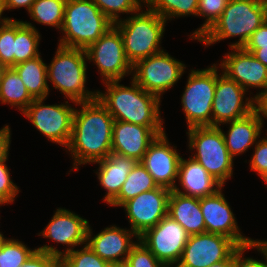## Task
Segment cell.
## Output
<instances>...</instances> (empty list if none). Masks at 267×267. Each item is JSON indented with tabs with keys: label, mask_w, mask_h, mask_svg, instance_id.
<instances>
[{
	"label": "cell",
	"mask_w": 267,
	"mask_h": 267,
	"mask_svg": "<svg viewBox=\"0 0 267 267\" xmlns=\"http://www.w3.org/2000/svg\"><path fill=\"white\" fill-rule=\"evenodd\" d=\"M13 68L19 74L28 93L33 99L47 98L50 88L47 77V64L39 55L34 59L19 63Z\"/></svg>",
	"instance_id": "26"
},
{
	"label": "cell",
	"mask_w": 267,
	"mask_h": 267,
	"mask_svg": "<svg viewBox=\"0 0 267 267\" xmlns=\"http://www.w3.org/2000/svg\"><path fill=\"white\" fill-rule=\"evenodd\" d=\"M11 128L5 125L0 128V162L9 158L10 144H11Z\"/></svg>",
	"instance_id": "43"
},
{
	"label": "cell",
	"mask_w": 267,
	"mask_h": 267,
	"mask_svg": "<svg viewBox=\"0 0 267 267\" xmlns=\"http://www.w3.org/2000/svg\"><path fill=\"white\" fill-rule=\"evenodd\" d=\"M90 226L87 231V244L90 248L113 267H122L139 237L129 228H120L115 224L105 227L94 235Z\"/></svg>",
	"instance_id": "20"
},
{
	"label": "cell",
	"mask_w": 267,
	"mask_h": 267,
	"mask_svg": "<svg viewBox=\"0 0 267 267\" xmlns=\"http://www.w3.org/2000/svg\"><path fill=\"white\" fill-rule=\"evenodd\" d=\"M122 267H166L156 256L138 240L128 254Z\"/></svg>",
	"instance_id": "37"
},
{
	"label": "cell",
	"mask_w": 267,
	"mask_h": 267,
	"mask_svg": "<svg viewBox=\"0 0 267 267\" xmlns=\"http://www.w3.org/2000/svg\"><path fill=\"white\" fill-rule=\"evenodd\" d=\"M181 95L187 129L212 126V104L216 87V63L204 69H191Z\"/></svg>",
	"instance_id": "8"
},
{
	"label": "cell",
	"mask_w": 267,
	"mask_h": 267,
	"mask_svg": "<svg viewBox=\"0 0 267 267\" xmlns=\"http://www.w3.org/2000/svg\"><path fill=\"white\" fill-rule=\"evenodd\" d=\"M267 46V20L251 35L244 49H259Z\"/></svg>",
	"instance_id": "42"
},
{
	"label": "cell",
	"mask_w": 267,
	"mask_h": 267,
	"mask_svg": "<svg viewBox=\"0 0 267 267\" xmlns=\"http://www.w3.org/2000/svg\"><path fill=\"white\" fill-rule=\"evenodd\" d=\"M89 221L71 210L59 207L54 212L51 220L38 236L64 245L63 251L53 245L45 244L36 249L41 252L61 258L75 247L87 244V231ZM66 245V246H65Z\"/></svg>",
	"instance_id": "12"
},
{
	"label": "cell",
	"mask_w": 267,
	"mask_h": 267,
	"mask_svg": "<svg viewBox=\"0 0 267 267\" xmlns=\"http://www.w3.org/2000/svg\"><path fill=\"white\" fill-rule=\"evenodd\" d=\"M87 60L93 62L100 72L103 82L122 81L126 76H132L133 66L128 61L123 39L120 31L111 27L96 42L90 44L86 49Z\"/></svg>",
	"instance_id": "11"
},
{
	"label": "cell",
	"mask_w": 267,
	"mask_h": 267,
	"mask_svg": "<svg viewBox=\"0 0 267 267\" xmlns=\"http://www.w3.org/2000/svg\"><path fill=\"white\" fill-rule=\"evenodd\" d=\"M253 244L265 255L267 260V240L253 239Z\"/></svg>",
	"instance_id": "47"
},
{
	"label": "cell",
	"mask_w": 267,
	"mask_h": 267,
	"mask_svg": "<svg viewBox=\"0 0 267 267\" xmlns=\"http://www.w3.org/2000/svg\"><path fill=\"white\" fill-rule=\"evenodd\" d=\"M7 160L0 162V206L14 203L16 196L20 193L19 187L11 179V173L6 163Z\"/></svg>",
	"instance_id": "38"
},
{
	"label": "cell",
	"mask_w": 267,
	"mask_h": 267,
	"mask_svg": "<svg viewBox=\"0 0 267 267\" xmlns=\"http://www.w3.org/2000/svg\"><path fill=\"white\" fill-rule=\"evenodd\" d=\"M165 128H149L138 124L114 120L112 152L140 162L149 145L165 133Z\"/></svg>",
	"instance_id": "21"
},
{
	"label": "cell",
	"mask_w": 267,
	"mask_h": 267,
	"mask_svg": "<svg viewBox=\"0 0 267 267\" xmlns=\"http://www.w3.org/2000/svg\"><path fill=\"white\" fill-rule=\"evenodd\" d=\"M253 150L254 153L248 161L249 167L251 171L256 172L261 177L267 172V134L265 137L259 138Z\"/></svg>",
	"instance_id": "39"
},
{
	"label": "cell",
	"mask_w": 267,
	"mask_h": 267,
	"mask_svg": "<svg viewBox=\"0 0 267 267\" xmlns=\"http://www.w3.org/2000/svg\"><path fill=\"white\" fill-rule=\"evenodd\" d=\"M252 53L257 60L262 62L267 67V46H261L259 49H245Z\"/></svg>",
	"instance_id": "46"
},
{
	"label": "cell",
	"mask_w": 267,
	"mask_h": 267,
	"mask_svg": "<svg viewBox=\"0 0 267 267\" xmlns=\"http://www.w3.org/2000/svg\"><path fill=\"white\" fill-rule=\"evenodd\" d=\"M145 6V11L141 7L131 16L114 24L120 31L126 57L132 66L165 50L161 47V41L167 21Z\"/></svg>",
	"instance_id": "5"
},
{
	"label": "cell",
	"mask_w": 267,
	"mask_h": 267,
	"mask_svg": "<svg viewBox=\"0 0 267 267\" xmlns=\"http://www.w3.org/2000/svg\"><path fill=\"white\" fill-rule=\"evenodd\" d=\"M7 68H8V67H7L4 63H2V62L0 61V82H1V80H2V77H3V74H4L5 70H6Z\"/></svg>",
	"instance_id": "50"
},
{
	"label": "cell",
	"mask_w": 267,
	"mask_h": 267,
	"mask_svg": "<svg viewBox=\"0 0 267 267\" xmlns=\"http://www.w3.org/2000/svg\"><path fill=\"white\" fill-rule=\"evenodd\" d=\"M199 0H145L152 11L166 21L174 18L197 16Z\"/></svg>",
	"instance_id": "31"
},
{
	"label": "cell",
	"mask_w": 267,
	"mask_h": 267,
	"mask_svg": "<svg viewBox=\"0 0 267 267\" xmlns=\"http://www.w3.org/2000/svg\"><path fill=\"white\" fill-rule=\"evenodd\" d=\"M263 120L254 110L249 115L223 123L229 126V130H222L225 144L230 156L235 160L236 156L246 153L248 149L255 146L264 128Z\"/></svg>",
	"instance_id": "23"
},
{
	"label": "cell",
	"mask_w": 267,
	"mask_h": 267,
	"mask_svg": "<svg viewBox=\"0 0 267 267\" xmlns=\"http://www.w3.org/2000/svg\"><path fill=\"white\" fill-rule=\"evenodd\" d=\"M229 0H199L197 17H204L205 21L192 34L190 40H197L204 32H206L220 17L226 8Z\"/></svg>",
	"instance_id": "34"
},
{
	"label": "cell",
	"mask_w": 267,
	"mask_h": 267,
	"mask_svg": "<svg viewBox=\"0 0 267 267\" xmlns=\"http://www.w3.org/2000/svg\"><path fill=\"white\" fill-rule=\"evenodd\" d=\"M155 188L158 186L153 177L141 162H137L122 185L119 194L108 205L121 207L126 201Z\"/></svg>",
	"instance_id": "29"
},
{
	"label": "cell",
	"mask_w": 267,
	"mask_h": 267,
	"mask_svg": "<svg viewBox=\"0 0 267 267\" xmlns=\"http://www.w3.org/2000/svg\"><path fill=\"white\" fill-rule=\"evenodd\" d=\"M16 19H10L0 26V61L7 67L14 66V40Z\"/></svg>",
	"instance_id": "36"
},
{
	"label": "cell",
	"mask_w": 267,
	"mask_h": 267,
	"mask_svg": "<svg viewBox=\"0 0 267 267\" xmlns=\"http://www.w3.org/2000/svg\"><path fill=\"white\" fill-rule=\"evenodd\" d=\"M206 267H232V256L227 261H221Z\"/></svg>",
	"instance_id": "49"
},
{
	"label": "cell",
	"mask_w": 267,
	"mask_h": 267,
	"mask_svg": "<svg viewBox=\"0 0 267 267\" xmlns=\"http://www.w3.org/2000/svg\"><path fill=\"white\" fill-rule=\"evenodd\" d=\"M37 249H30L19 239L8 238L0 249V267H23Z\"/></svg>",
	"instance_id": "32"
},
{
	"label": "cell",
	"mask_w": 267,
	"mask_h": 267,
	"mask_svg": "<svg viewBox=\"0 0 267 267\" xmlns=\"http://www.w3.org/2000/svg\"><path fill=\"white\" fill-rule=\"evenodd\" d=\"M187 131L190 157L224 187L233 176L234 159L227 150L221 125L191 127Z\"/></svg>",
	"instance_id": "7"
},
{
	"label": "cell",
	"mask_w": 267,
	"mask_h": 267,
	"mask_svg": "<svg viewBox=\"0 0 267 267\" xmlns=\"http://www.w3.org/2000/svg\"><path fill=\"white\" fill-rule=\"evenodd\" d=\"M93 2L113 24L122 20V14L125 13L128 17L141 7H145V0H93Z\"/></svg>",
	"instance_id": "33"
},
{
	"label": "cell",
	"mask_w": 267,
	"mask_h": 267,
	"mask_svg": "<svg viewBox=\"0 0 267 267\" xmlns=\"http://www.w3.org/2000/svg\"><path fill=\"white\" fill-rule=\"evenodd\" d=\"M267 20V0H229L223 13L197 42L206 47L225 39L239 38L229 48H242Z\"/></svg>",
	"instance_id": "3"
},
{
	"label": "cell",
	"mask_w": 267,
	"mask_h": 267,
	"mask_svg": "<svg viewBox=\"0 0 267 267\" xmlns=\"http://www.w3.org/2000/svg\"><path fill=\"white\" fill-rule=\"evenodd\" d=\"M23 267H61V258L36 250Z\"/></svg>",
	"instance_id": "41"
},
{
	"label": "cell",
	"mask_w": 267,
	"mask_h": 267,
	"mask_svg": "<svg viewBox=\"0 0 267 267\" xmlns=\"http://www.w3.org/2000/svg\"><path fill=\"white\" fill-rule=\"evenodd\" d=\"M87 55L85 49L57 45L55 54L47 64L48 83L59 90L71 103L90 102L97 99V90L86 87Z\"/></svg>",
	"instance_id": "4"
},
{
	"label": "cell",
	"mask_w": 267,
	"mask_h": 267,
	"mask_svg": "<svg viewBox=\"0 0 267 267\" xmlns=\"http://www.w3.org/2000/svg\"><path fill=\"white\" fill-rule=\"evenodd\" d=\"M33 100L16 70L8 67L0 82V103L22 113Z\"/></svg>",
	"instance_id": "28"
},
{
	"label": "cell",
	"mask_w": 267,
	"mask_h": 267,
	"mask_svg": "<svg viewBox=\"0 0 267 267\" xmlns=\"http://www.w3.org/2000/svg\"><path fill=\"white\" fill-rule=\"evenodd\" d=\"M222 187L215 194L200 198V209L205 221V232L220 234L232 239L239 247L253 243V239L243 235L235 214Z\"/></svg>",
	"instance_id": "19"
},
{
	"label": "cell",
	"mask_w": 267,
	"mask_h": 267,
	"mask_svg": "<svg viewBox=\"0 0 267 267\" xmlns=\"http://www.w3.org/2000/svg\"><path fill=\"white\" fill-rule=\"evenodd\" d=\"M7 237L4 236L2 232H0V249L3 247L4 243L7 241Z\"/></svg>",
	"instance_id": "51"
},
{
	"label": "cell",
	"mask_w": 267,
	"mask_h": 267,
	"mask_svg": "<svg viewBox=\"0 0 267 267\" xmlns=\"http://www.w3.org/2000/svg\"><path fill=\"white\" fill-rule=\"evenodd\" d=\"M70 141L65 148L71 154L73 165L69 172L79 166L95 164L112 152L114 118L98 99L76 103ZM81 108V109H80Z\"/></svg>",
	"instance_id": "1"
},
{
	"label": "cell",
	"mask_w": 267,
	"mask_h": 267,
	"mask_svg": "<svg viewBox=\"0 0 267 267\" xmlns=\"http://www.w3.org/2000/svg\"><path fill=\"white\" fill-rule=\"evenodd\" d=\"M260 178L266 183V186H267V172L264 175H262Z\"/></svg>",
	"instance_id": "52"
},
{
	"label": "cell",
	"mask_w": 267,
	"mask_h": 267,
	"mask_svg": "<svg viewBox=\"0 0 267 267\" xmlns=\"http://www.w3.org/2000/svg\"><path fill=\"white\" fill-rule=\"evenodd\" d=\"M130 79L129 86L120 84V80L103 82L106 91L97 90V99L114 120L149 128H164L161 99L146 92L132 78Z\"/></svg>",
	"instance_id": "2"
},
{
	"label": "cell",
	"mask_w": 267,
	"mask_h": 267,
	"mask_svg": "<svg viewBox=\"0 0 267 267\" xmlns=\"http://www.w3.org/2000/svg\"><path fill=\"white\" fill-rule=\"evenodd\" d=\"M61 267H113L108 261L101 259L88 244L74 249L61 257Z\"/></svg>",
	"instance_id": "35"
},
{
	"label": "cell",
	"mask_w": 267,
	"mask_h": 267,
	"mask_svg": "<svg viewBox=\"0 0 267 267\" xmlns=\"http://www.w3.org/2000/svg\"><path fill=\"white\" fill-rule=\"evenodd\" d=\"M168 216L178 222L191 235L205 232V221L200 209V198L171 191Z\"/></svg>",
	"instance_id": "25"
},
{
	"label": "cell",
	"mask_w": 267,
	"mask_h": 267,
	"mask_svg": "<svg viewBox=\"0 0 267 267\" xmlns=\"http://www.w3.org/2000/svg\"><path fill=\"white\" fill-rule=\"evenodd\" d=\"M113 26L93 0H67L58 45L86 49Z\"/></svg>",
	"instance_id": "6"
},
{
	"label": "cell",
	"mask_w": 267,
	"mask_h": 267,
	"mask_svg": "<svg viewBox=\"0 0 267 267\" xmlns=\"http://www.w3.org/2000/svg\"><path fill=\"white\" fill-rule=\"evenodd\" d=\"M255 111L263 120L267 119V87L254 99Z\"/></svg>",
	"instance_id": "44"
},
{
	"label": "cell",
	"mask_w": 267,
	"mask_h": 267,
	"mask_svg": "<svg viewBox=\"0 0 267 267\" xmlns=\"http://www.w3.org/2000/svg\"><path fill=\"white\" fill-rule=\"evenodd\" d=\"M47 98L34 99L21 113L50 142L66 148L71 137L75 109L65 101L45 104Z\"/></svg>",
	"instance_id": "9"
},
{
	"label": "cell",
	"mask_w": 267,
	"mask_h": 267,
	"mask_svg": "<svg viewBox=\"0 0 267 267\" xmlns=\"http://www.w3.org/2000/svg\"><path fill=\"white\" fill-rule=\"evenodd\" d=\"M168 134L163 133L149 145L141 164L153 177L158 187L172 191L178 180L181 154L177 146L169 142Z\"/></svg>",
	"instance_id": "18"
},
{
	"label": "cell",
	"mask_w": 267,
	"mask_h": 267,
	"mask_svg": "<svg viewBox=\"0 0 267 267\" xmlns=\"http://www.w3.org/2000/svg\"><path fill=\"white\" fill-rule=\"evenodd\" d=\"M40 40V32L34 24L16 20L14 66L41 55L39 52Z\"/></svg>",
	"instance_id": "27"
},
{
	"label": "cell",
	"mask_w": 267,
	"mask_h": 267,
	"mask_svg": "<svg viewBox=\"0 0 267 267\" xmlns=\"http://www.w3.org/2000/svg\"><path fill=\"white\" fill-rule=\"evenodd\" d=\"M178 183L173 189L175 192L197 198L211 196L223 187L190 156L188 159L181 157Z\"/></svg>",
	"instance_id": "22"
},
{
	"label": "cell",
	"mask_w": 267,
	"mask_h": 267,
	"mask_svg": "<svg viewBox=\"0 0 267 267\" xmlns=\"http://www.w3.org/2000/svg\"><path fill=\"white\" fill-rule=\"evenodd\" d=\"M133 158L111 152L106 158L95 162L99 167L95 174L106 191L103 202L109 204L118 194L130 171L137 164Z\"/></svg>",
	"instance_id": "24"
},
{
	"label": "cell",
	"mask_w": 267,
	"mask_h": 267,
	"mask_svg": "<svg viewBox=\"0 0 267 267\" xmlns=\"http://www.w3.org/2000/svg\"><path fill=\"white\" fill-rule=\"evenodd\" d=\"M220 69L216 64L212 126H219L229 121L241 119L255 110L254 98L251 96L246 97L247 91L234 80L221 73Z\"/></svg>",
	"instance_id": "13"
},
{
	"label": "cell",
	"mask_w": 267,
	"mask_h": 267,
	"mask_svg": "<svg viewBox=\"0 0 267 267\" xmlns=\"http://www.w3.org/2000/svg\"><path fill=\"white\" fill-rule=\"evenodd\" d=\"M239 246L230 238L214 233L189 236L175 267H206L227 261Z\"/></svg>",
	"instance_id": "15"
},
{
	"label": "cell",
	"mask_w": 267,
	"mask_h": 267,
	"mask_svg": "<svg viewBox=\"0 0 267 267\" xmlns=\"http://www.w3.org/2000/svg\"><path fill=\"white\" fill-rule=\"evenodd\" d=\"M250 249H256L257 252L261 253V256L263 255L262 261L256 260L253 257H246L245 251ZM232 267H267V260L265 258V255L253 244H249L246 246L239 247L232 255Z\"/></svg>",
	"instance_id": "40"
},
{
	"label": "cell",
	"mask_w": 267,
	"mask_h": 267,
	"mask_svg": "<svg viewBox=\"0 0 267 267\" xmlns=\"http://www.w3.org/2000/svg\"><path fill=\"white\" fill-rule=\"evenodd\" d=\"M5 11L4 9V3L3 0H0V26L4 25L5 23H7L10 19H14L12 17H4L3 16V12Z\"/></svg>",
	"instance_id": "48"
},
{
	"label": "cell",
	"mask_w": 267,
	"mask_h": 267,
	"mask_svg": "<svg viewBox=\"0 0 267 267\" xmlns=\"http://www.w3.org/2000/svg\"><path fill=\"white\" fill-rule=\"evenodd\" d=\"M35 0H3L5 11L20 9L23 7L28 12Z\"/></svg>",
	"instance_id": "45"
},
{
	"label": "cell",
	"mask_w": 267,
	"mask_h": 267,
	"mask_svg": "<svg viewBox=\"0 0 267 267\" xmlns=\"http://www.w3.org/2000/svg\"><path fill=\"white\" fill-rule=\"evenodd\" d=\"M170 193L169 189L158 187L126 201L121 207L125 210L130 230L140 237L168 215Z\"/></svg>",
	"instance_id": "16"
},
{
	"label": "cell",
	"mask_w": 267,
	"mask_h": 267,
	"mask_svg": "<svg viewBox=\"0 0 267 267\" xmlns=\"http://www.w3.org/2000/svg\"><path fill=\"white\" fill-rule=\"evenodd\" d=\"M189 236L178 222L166 215L156 226L141 235L139 240L166 267H175Z\"/></svg>",
	"instance_id": "14"
},
{
	"label": "cell",
	"mask_w": 267,
	"mask_h": 267,
	"mask_svg": "<svg viewBox=\"0 0 267 267\" xmlns=\"http://www.w3.org/2000/svg\"><path fill=\"white\" fill-rule=\"evenodd\" d=\"M187 66L166 50L138 61L133 66L132 79L146 92L158 98L181 79Z\"/></svg>",
	"instance_id": "10"
},
{
	"label": "cell",
	"mask_w": 267,
	"mask_h": 267,
	"mask_svg": "<svg viewBox=\"0 0 267 267\" xmlns=\"http://www.w3.org/2000/svg\"><path fill=\"white\" fill-rule=\"evenodd\" d=\"M67 0H35L28 11L30 19L37 24L51 26L59 31L64 20V9Z\"/></svg>",
	"instance_id": "30"
},
{
	"label": "cell",
	"mask_w": 267,
	"mask_h": 267,
	"mask_svg": "<svg viewBox=\"0 0 267 267\" xmlns=\"http://www.w3.org/2000/svg\"><path fill=\"white\" fill-rule=\"evenodd\" d=\"M218 66L222 73L243 87L247 93L250 88L258 89L255 99L267 87V67L243 47L229 48ZM260 89V90H259Z\"/></svg>",
	"instance_id": "17"
}]
</instances>
